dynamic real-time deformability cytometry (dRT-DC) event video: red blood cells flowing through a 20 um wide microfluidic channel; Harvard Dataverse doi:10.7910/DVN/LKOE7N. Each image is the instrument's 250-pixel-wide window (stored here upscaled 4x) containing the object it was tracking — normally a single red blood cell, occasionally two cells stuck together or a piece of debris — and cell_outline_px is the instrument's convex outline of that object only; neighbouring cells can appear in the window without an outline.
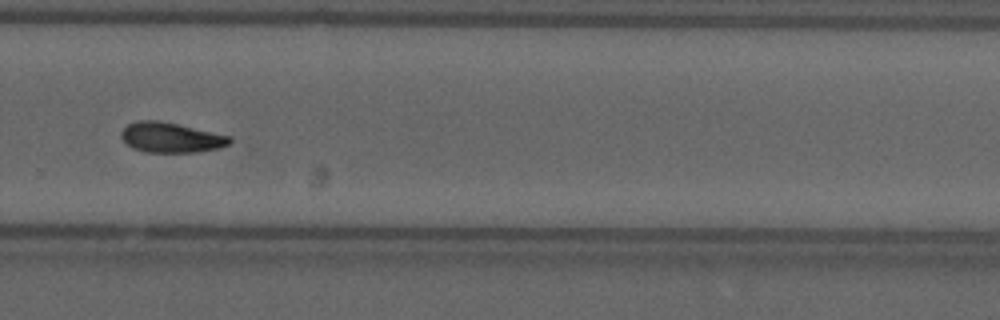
{"species": "common noctule bat (a hibernating species)", "species_latin": "Nyctalus noctula", "temperature_condition": "cold", "stored_images_in_passage": 44, "camera_frame_rate_fps": 3000, "um_per_image_px": 0.085, "animal": {"sex": "male", "forearm_length_mm": 52.5}, "frame": {"image": 1, "passage_image": 26, "time_ms": 8.333, "image_size_px": [1000, 320], "cell_outline_px": [[232, 140], [228, 144], [220, 148], [196, 152], [148, 152], [132, 148], [120, 136], [120, 132], [128, 124], [136, 120], [160, 120], [232, 136]], "centroid_in_image_um": [14.54, 11.68], "position_along_channel_um": 315.3, "area_um2": 19.07}, "authors_computed_cell_mechanics": {"area_um2": 19.1318, "velocity_mm_per_s": 3.6778, "shape_relaxation_time_tau1_ms": 8.251, "shape_relaxation_time_tau2_ms": 8.2481, "deformation_change_tau1": 0.1561, "deformation_change_tau2": 0.1416}}